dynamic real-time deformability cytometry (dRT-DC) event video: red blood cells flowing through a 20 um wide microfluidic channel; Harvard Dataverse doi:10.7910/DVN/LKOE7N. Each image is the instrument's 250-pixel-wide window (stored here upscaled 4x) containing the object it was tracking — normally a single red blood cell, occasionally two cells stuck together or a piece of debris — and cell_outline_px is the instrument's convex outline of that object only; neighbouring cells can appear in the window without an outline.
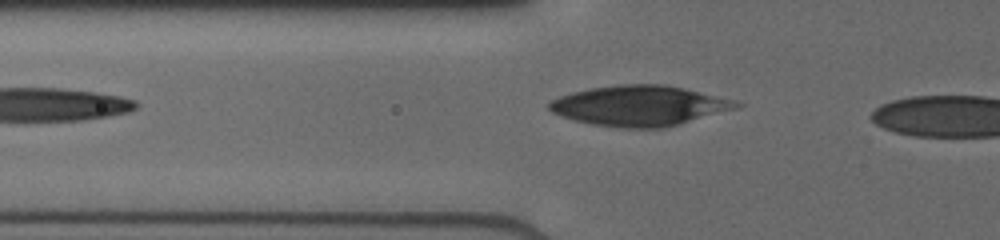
{"species": "human", "species_latin": "Homo sapiens", "temperature_condition": "cold", "stored_images_in_passage": 3, "camera_frame_rate_fps": 3000, "um_per_image_px": 0.085, "donor": {"sex": "male"}, "frame": {"image": 1, "passage_image": 3, "time_ms": 1.667, "image_size_px": [1000, 240], "cell_outline_px": [[744, 104], [740, 108], [664, 128], [624, 128], [592, 124], [576, 120], [552, 112], [548, 108], [548, 104], [552, 100], [560, 96], [572, 92], [592, 88], [620, 84], [664, 84], [684, 88], [732, 100]], "centroid_in_image_um": [54.39, 8.99], "position_along_channel_um": 71.4, "area_um2": 43.64}}